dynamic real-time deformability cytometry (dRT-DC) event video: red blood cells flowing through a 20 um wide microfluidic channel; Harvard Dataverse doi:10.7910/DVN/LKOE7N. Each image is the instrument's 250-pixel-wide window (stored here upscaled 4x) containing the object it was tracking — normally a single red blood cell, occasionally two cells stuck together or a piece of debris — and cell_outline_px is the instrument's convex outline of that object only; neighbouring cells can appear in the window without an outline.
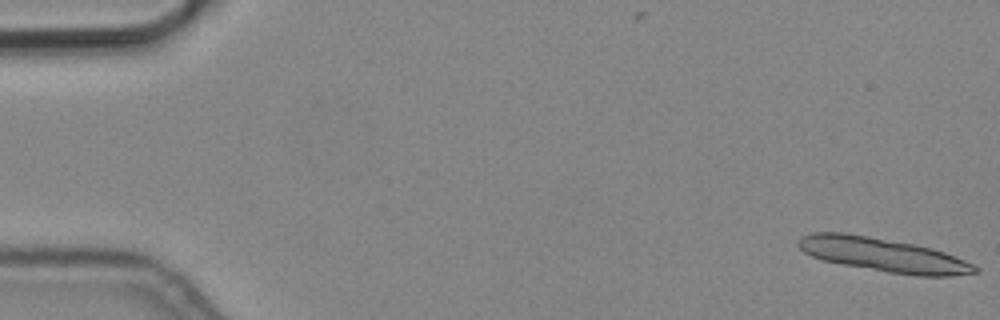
{"species": "common noctule bat (a hibernating species)", "species_latin": "Nyctalus noctula", "temperature_condition": "cold", "stored_images_in_passage": 5, "camera_frame_rate_fps": 3000, "um_per_image_px": 0.085, "animal": {"sex": "male", "body_mass_g": 19.2, "forearm_length_mm": 51.8}, "frame": {"image": 1, "passage_image": 1, "time_ms": 0.0, "image_size_px": [1000, 320], "cell_outline_px": [[980, 272], [952, 276], [916, 276], [888, 272], [844, 264], [824, 260], [812, 256], [804, 252], [796, 244], [804, 236], [812, 232], [844, 232], [868, 236], [912, 244], [932, 248], [944, 252], [964, 260], [980, 268]], "centroid_in_image_um": [75.1, 21.67], "position_along_channel_um": 9.9, "area_um2": 34.45}}